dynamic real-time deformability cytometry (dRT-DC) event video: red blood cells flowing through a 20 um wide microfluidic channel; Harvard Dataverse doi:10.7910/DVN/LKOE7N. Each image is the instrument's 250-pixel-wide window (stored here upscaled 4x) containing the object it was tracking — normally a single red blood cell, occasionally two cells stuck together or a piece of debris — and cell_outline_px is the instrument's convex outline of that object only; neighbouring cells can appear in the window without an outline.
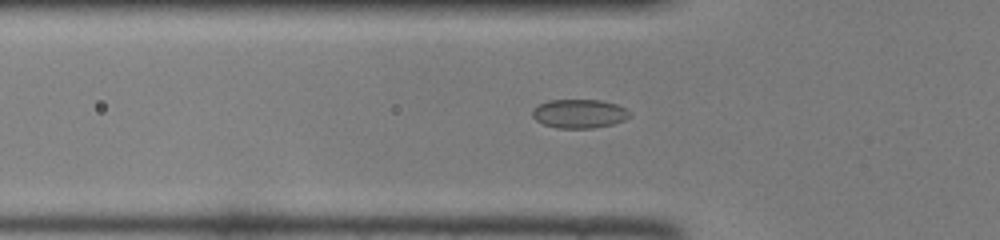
{"species": "common noctule bat (a hibernating species)", "species_latin": "Nyctalus noctula", "temperature_condition": "room temperature", "stored_images_in_passage": 27, "camera_frame_rate_fps": 3000, "um_per_image_px": 0.085, "animal": {"sex": "female", "body_mass_g": 22.0, "forearm_length_mm": 56.7}, "frame": {"image": 1, "passage_image": 4, "time_ms": 1.0, "image_size_px": [1000, 240], "cell_outline_px": [[632, 116], [624, 120], [612, 124], [592, 128], [556, 128], [544, 124], [536, 120], [532, 116], [532, 108], [548, 100], [600, 100], [616, 104], [632, 112]], "centroid_in_image_um": [49.24, 9.66], "position_along_channel_um": 76.6, "area_um2": 16.42}}
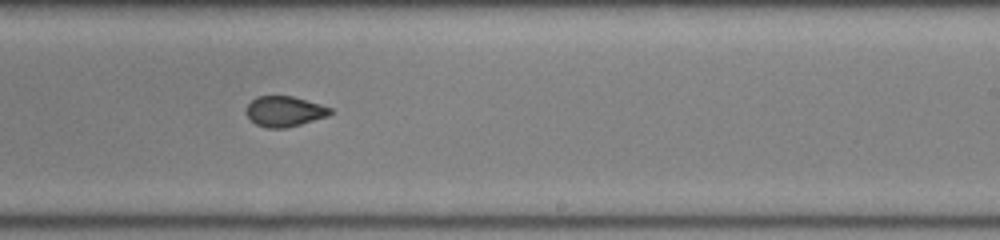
{"frame": {"image": 2, "passage_image": 17, "time_ms": 5.333, "image_size_px": [1000, 240], "cell_outline_px": [[332, 112], [328, 116], [300, 124], [284, 128], [268, 128], [256, 124], [248, 116], [248, 104], [256, 96], [292, 96], [320, 104], [332, 108]], "centroid_in_image_um": [24.21, 9.46], "position_along_channel_um": 264.8, "area_um2": 14.62}}
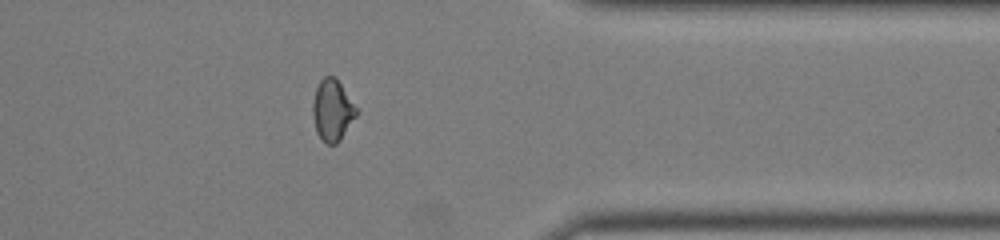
{"frame": {"image": 3, "passage_image": 26, "time_ms": 8.333, "image_size_px": [1000, 240], "cell_outline_px": [[360, 112], [340, 140], [336, 144], [328, 144], [316, 132], [312, 116], [312, 104], [316, 88], [320, 80], [324, 76], [336, 76]], "centroid_in_image_um": [28.27, 9.35], "position_along_channel_um": 383.1, "area_um2": 15.84}}